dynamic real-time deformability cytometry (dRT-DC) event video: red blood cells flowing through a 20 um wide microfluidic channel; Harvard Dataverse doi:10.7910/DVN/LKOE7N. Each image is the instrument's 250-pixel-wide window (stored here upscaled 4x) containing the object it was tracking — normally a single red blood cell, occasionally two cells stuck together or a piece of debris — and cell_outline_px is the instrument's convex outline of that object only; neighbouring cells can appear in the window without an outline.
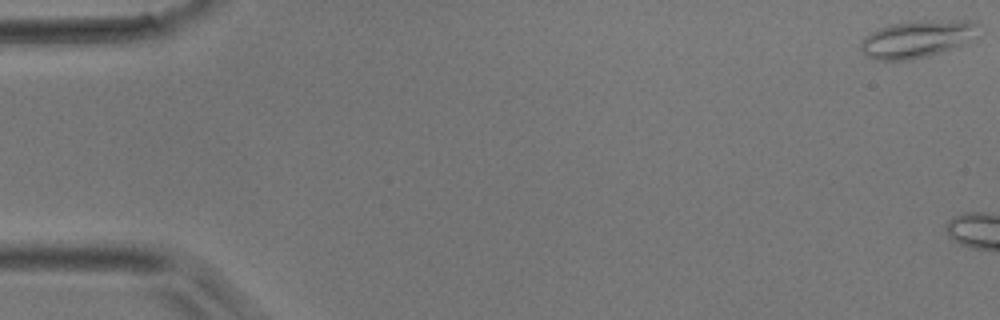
{"species": "common noctule bat (a hibernating species)", "species_latin": "Nyctalus noctula", "temperature_condition": "room temperature", "stored_images_in_passage": 5, "camera_frame_rate_fps": 3000, "um_per_image_px": 0.085, "animal": {"sex": "male", "body_mass_g": 17.9}, "frame": {"image": 1, "passage_image": 1, "time_ms": 0.0, "image_size_px": [1000, 320], "cell_outline_px": [[976, 24], [964, 44], [928, 56], [912, 60], [876, 60], [868, 56], [860, 48], [860, 40], [864, 36], [880, 28], [892, 24], [912, 20], [972, 20]], "centroid_in_image_um": [77.83, 3.31], "position_along_channel_um": 7.2, "area_um2": 25.09}}